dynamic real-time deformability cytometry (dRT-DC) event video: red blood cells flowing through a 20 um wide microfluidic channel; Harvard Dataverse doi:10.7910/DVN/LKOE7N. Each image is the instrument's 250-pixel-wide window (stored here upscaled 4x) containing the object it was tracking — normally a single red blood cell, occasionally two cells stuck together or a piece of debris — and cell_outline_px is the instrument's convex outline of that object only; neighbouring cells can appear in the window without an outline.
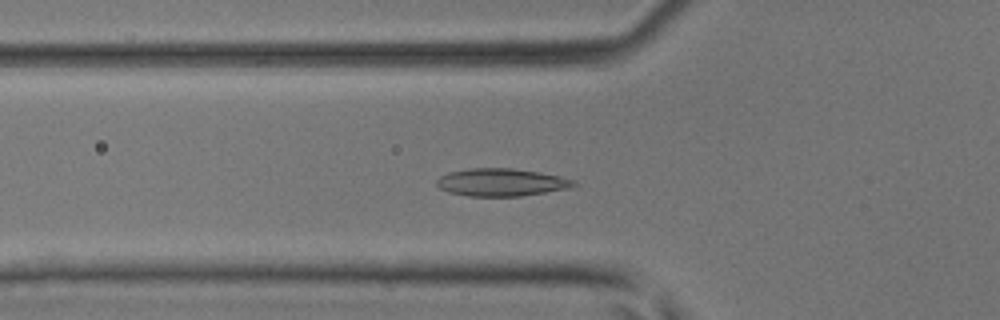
{"species": "common noctule bat (a hibernating species)", "species_latin": "Nyctalus noctula", "temperature_condition": "room temperature", "stored_images_in_passage": 48, "camera_frame_rate_fps": 3000, "um_per_image_px": 0.085, "animal": {"sex": "male", "body_mass_g": 17.9, "forearm_length_mm": 54.2}, "frame": {"image": 1, "passage_image": 17, "time_ms": 5.333, "image_size_px": [1000, 320], "cell_outline_px": [[580, 184], [572, 188], [520, 196], [468, 196], [448, 192], [440, 188], [436, 184], [436, 180], [440, 176], [448, 172], [468, 168], [512, 168], [540, 172], [560, 176], [576, 180]], "centroid_in_image_um": [42.65, 15.49], "position_along_channel_um": 83.1, "area_um2": 22.37}}
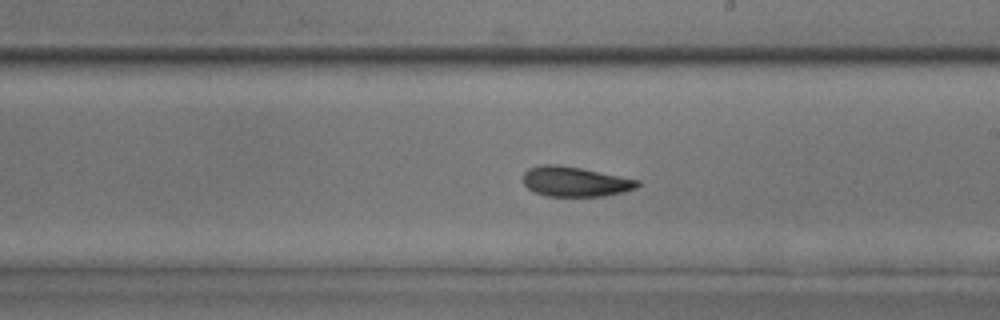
{"frame": {"image": 2, "passage_image": 28, "time_ms": 9.0, "image_size_px": [1000, 320], "cell_outline_px": [[640, 184], [636, 188], [604, 196], [548, 196], [536, 192], [528, 188], [524, 184], [524, 172], [528, 168], [540, 164], [556, 164], [580, 168], [640, 180]], "centroid_in_image_um": [48.86, 15.43], "position_along_channel_um": 240.1, "area_um2": 19.77}}
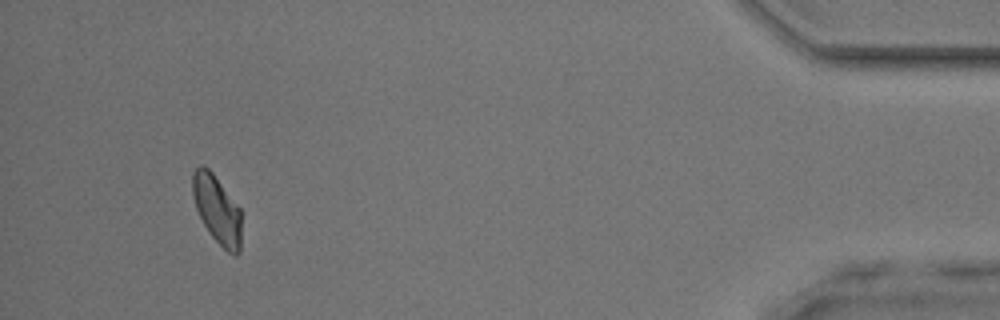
{"frame": {"image": 3, "passage_image": 45, "time_ms": 14.667, "image_size_px": [1000, 320], "cell_outline_px": [[240, 252], [236, 256], [232, 256], [208, 232], [196, 208], [192, 196], [192, 172], [200, 164], [204, 164], [212, 172], [240, 208]], "centroid_in_image_um": [18.43, 17.79], "position_along_channel_um": 416.8, "area_um2": 19.36}}